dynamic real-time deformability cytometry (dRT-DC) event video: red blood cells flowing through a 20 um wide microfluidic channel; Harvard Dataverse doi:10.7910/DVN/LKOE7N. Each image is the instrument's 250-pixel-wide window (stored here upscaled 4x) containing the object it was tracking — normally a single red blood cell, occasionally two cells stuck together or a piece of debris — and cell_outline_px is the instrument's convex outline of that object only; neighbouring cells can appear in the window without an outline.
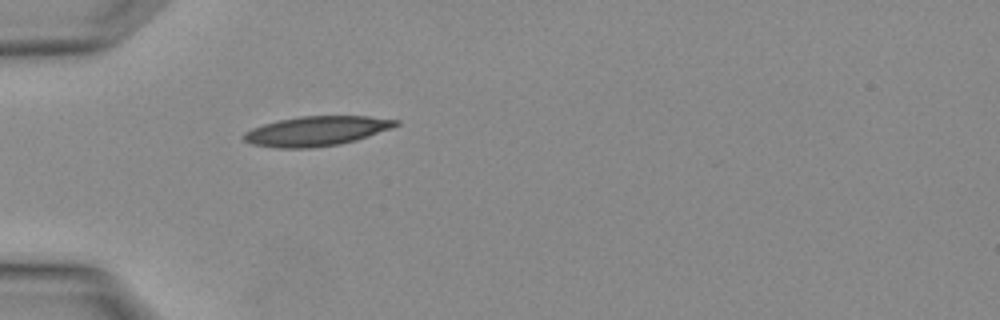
{"species": "Egyptian fruit bat (a non-hibernating species)", "species_latin": "Rousettus aegyptiacus", "temperature_condition": "warm", "stored_images_in_passage": 1, "camera_frame_rate_fps": 3000, "um_per_image_px": 0.085, "animal": {"sex": "female"}, "frame": {"image": 1, "passage_image": 1, "time_ms": 0.0, "image_size_px": [1000, 320], "cell_outline_px": [[400, 124], [392, 128], [356, 140], [340, 144], [312, 148], [276, 148], [252, 144], [244, 140], [244, 132], [252, 128], [264, 124], [280, 120], [304, 116], [368, 116], [400, 120]], "centroid_in_image_um": [26.93, 11.14], "position_along_channel_um": 58.1, "area_um2": 26.18}}